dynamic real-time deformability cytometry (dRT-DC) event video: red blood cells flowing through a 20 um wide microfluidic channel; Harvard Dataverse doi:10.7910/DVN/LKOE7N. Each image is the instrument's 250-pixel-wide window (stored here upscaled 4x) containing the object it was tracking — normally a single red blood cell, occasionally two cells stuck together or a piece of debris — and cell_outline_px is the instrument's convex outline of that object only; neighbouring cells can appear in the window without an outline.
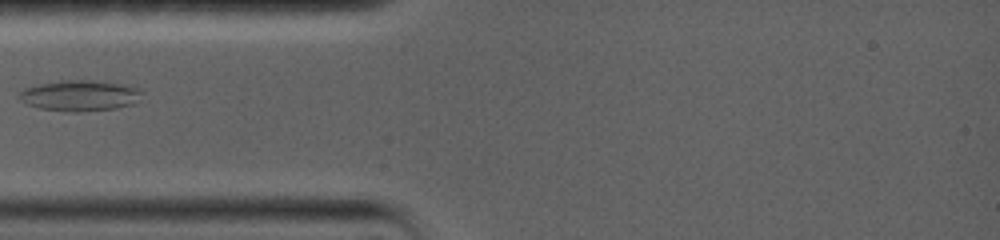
{"species": "common noctule bat (a hibernating species)", "species_latin": "Nyctalus noctula", "temperature_condition": "warm", "stored_images_in_passage": 3, "camera_frame_rate_fps": 5000, "um_per_image_px": 0.085, "animal": {"sex": "female", "body_mass_g": 19.0, "forearm_length_mm": 56.7}, "frame": {"image": 1, "passage_image": 1, "time_ms": 0.0, "image_size_px": [1000, 240], "cell_outline_px": [[140, 92], [136, 104], [116, 108], [80, 112], [64, 112], [40, 108], [28, 104], [20, 100], [16, 92], [24, 88], [36, 84], [60, 80], [92, 80], [120, 84], [140, 88]], "centroid_in_image_um": [6.72, 8.13], "position_along_channel_um": 78.3, "area_um2": 22.25}}